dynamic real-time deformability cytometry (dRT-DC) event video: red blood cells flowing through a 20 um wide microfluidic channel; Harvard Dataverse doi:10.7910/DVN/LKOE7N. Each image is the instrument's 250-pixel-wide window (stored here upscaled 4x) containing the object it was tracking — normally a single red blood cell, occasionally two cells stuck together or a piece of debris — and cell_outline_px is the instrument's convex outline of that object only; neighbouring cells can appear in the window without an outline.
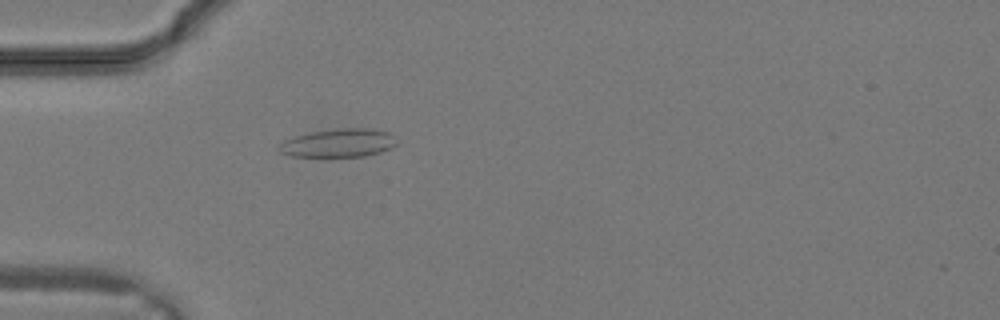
{"species": "common noctule bat (a hibernating species)", "species_latin": "Nyctalus noctula", "temperature_condition": "warm", "stored_images_in_passage": 11, "camera_frame_rate_fps": 3000, "um_per_image_px": 0.085, "animal": {"sex": "male", "body_mass_g": 19.2, "forearm_length_mm": 51.8}, "frame": {"image": 1, "passage_image": 5, "time_ms": 1.333, "image_size_px": [1000, 320], "cell_outline_px": [[400, 140], [392, 148], [380, 152], [364, 156], [292, 156], [280, 152], [276, 148], [284, 140], [296, 136], [312, 132], [336, 128], [372, 128], [392, 132]], "centroid_in_image_um": [28.86, 12.14], "position_along_channel_um": 56.1, "area_um2": 19.71}}
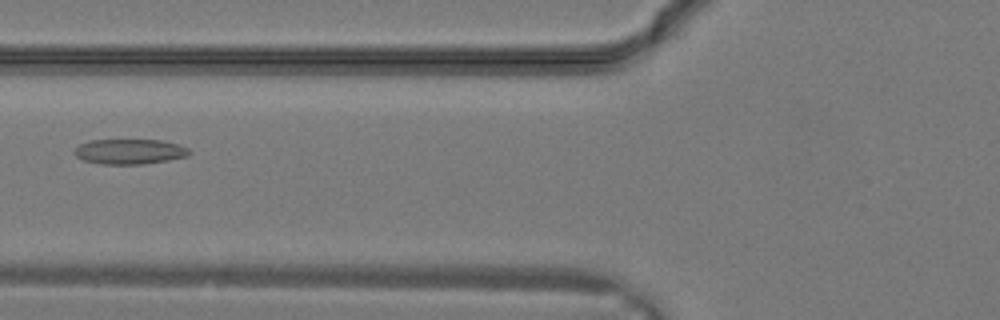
{"frame": {"image": 2, "passage_image": 8, "time_ms": 2.333, "image_size_px": [1000, 320], "cell_outline_px": [[192, 152], [188, 156], [168, 160], [140, 164], [100, 164], [84, 160], [76, 156], [72, 152], [80, 144], [88, 140], [160, 140], [176, 144], [188, 148]], "centroid_in_image_um": [11.0, 12.88], "position_along_channel_um": 114.8, "area_um2": 16.76}}
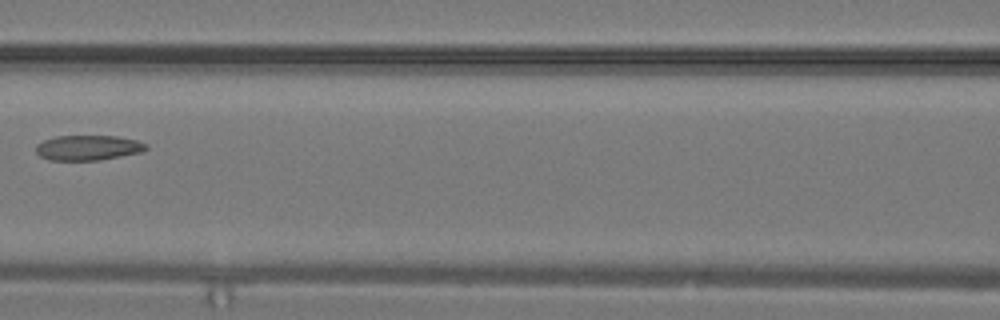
{"frame": {"image": 3, "passage_image": 10, "time_ms": 3.0, "image_size_px": [1000, 320], "cell_outline_px": [[148, 148], [144, 152], [96, 160], [48, 160], [40, 156], [36, 152], [36, 144], [44, 140], [56, 136], [116, 136], [136, 140], [148, 144]], "centroid_in_image_um": [7.49, 12.55], "position_along_channel_um": 159.1, "area_um2": 16.13}}